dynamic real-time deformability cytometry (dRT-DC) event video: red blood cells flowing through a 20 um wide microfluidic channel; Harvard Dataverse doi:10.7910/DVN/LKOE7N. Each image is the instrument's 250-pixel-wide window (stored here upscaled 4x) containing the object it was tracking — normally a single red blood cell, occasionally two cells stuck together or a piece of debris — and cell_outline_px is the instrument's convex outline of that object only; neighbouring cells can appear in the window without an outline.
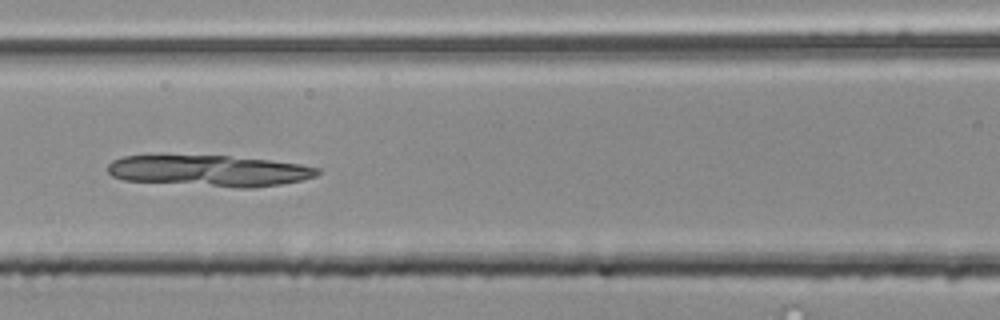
{"species": "common noctule bat (a hibernating species)", "species_latin": "Nyctalus noctula", "temperature_condition": "room temperature", "stored_images_in_passage": 34, "camera_frame_rate_fps": 3000, "um_per_image_px": 0.085, "animal": {"sex": "male", "body_mass_g": 20.4}, "frame": {"image": 1, "passage_image": 10, "time_ms": 3.0, "image_size_px": [1000, 320], "cell_outline_px": [[320, 172], [316, 176], [300, 180], [280, 184], [252, 188], [240, 188], [124, 180], [112, 176], [108, 172], [108, 164], [112, 160], [124, 156], [228, 156], [268, 160], [300, 164], [320, 168]], "centroid_in_image_um": [17.81, 14.52], "position_along_channel_um": 148.8, "area_um2": 37.8}}
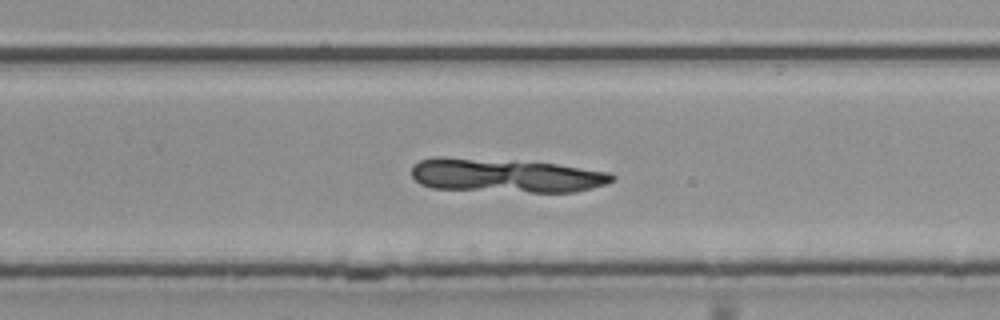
{"frame": {"image": 2, "passage_image": 21, "time_ms": 6.667, "image_size_px": [1000, 320], "cell_outline_px": [[616, 180], [592, 188], [576, 192], [528, 192], [432, 188], [420, 184], [412, 176], [412, 164], [420, 160], [436, 156], [444, 156], [516, 160], [556, 164], [608, 172], [616, 176]], "centroid_in_image_um": [42.95, 14.9], "position_along_channel_um": 286.8, "area_um2": 39.94}}
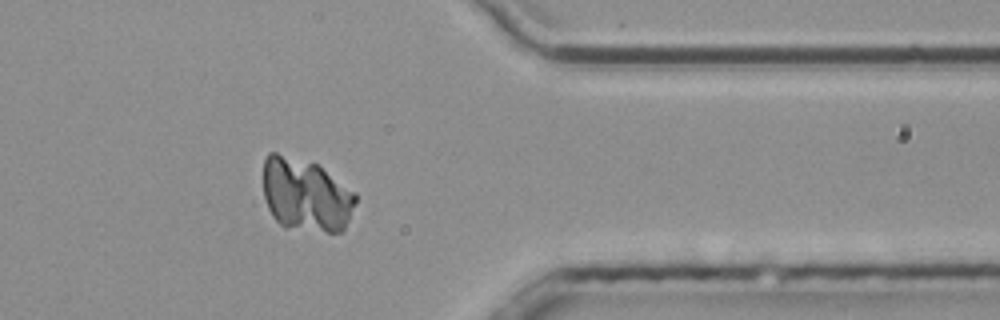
{"frame": {"image": 3, "passage_image": 30, "time_ms": 9.667, "image_size_px": [1000, 320], "cell_outline_px": [[356, 204], [344, 228], [340, 232], [328, 232], [284, 228], [272, 216], [268, 208], [264, 196], [264, 160], [268, 152], [276, 152], [316, 164], [356, 192]], "centroid_in_image_um": [25.99, 16.58], "position_along_channel_um": 385.4, "area_um2": 39.42}}